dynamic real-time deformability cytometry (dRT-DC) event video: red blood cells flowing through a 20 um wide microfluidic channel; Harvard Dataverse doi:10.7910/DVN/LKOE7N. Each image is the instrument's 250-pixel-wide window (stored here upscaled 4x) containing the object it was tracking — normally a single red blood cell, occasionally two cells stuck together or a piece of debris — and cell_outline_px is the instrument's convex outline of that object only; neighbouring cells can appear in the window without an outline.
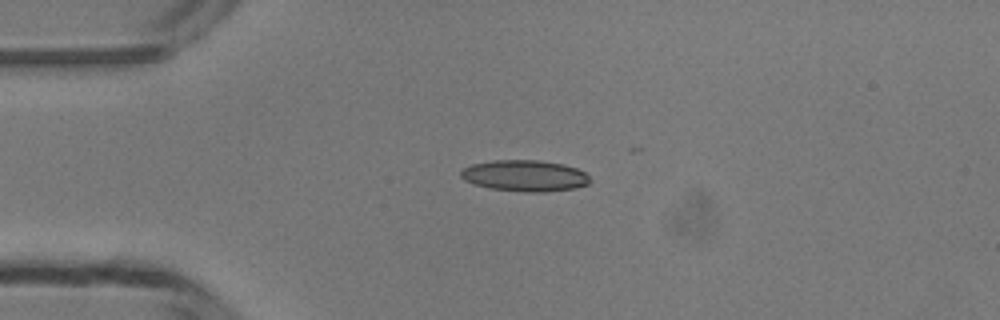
{"species": "common noctule bat (a hibernating species)", "species_latin": "Nyctalus noctula", "temperature_condition": "room temperature", "stored_images_in_passage": 7, "camera_frame_rate_fps": 3000, "um_per_image_px": 0.085, "animal": {"sex": "male", "body_mass_g": 13.3}, "frame": {"image": 1, "passage_image": 1, "time_ms": 0.0, "image_size_px": [1000, 320], "cell_outline_px": [[592, 180], [588, 184], [576, 188], [544, 192], [524, 192], [488, 188], [472, 184], [464, 180], [460, 176], [460, 172], [464, 168], [472, 164], [492, 160], [540, 160], [564, 164], [576, 168], [584, 172]], "centroid_in_image_um": [44.6, 14.94], "position_along_channel_um": 40.4, "area_um2": 23.76}}
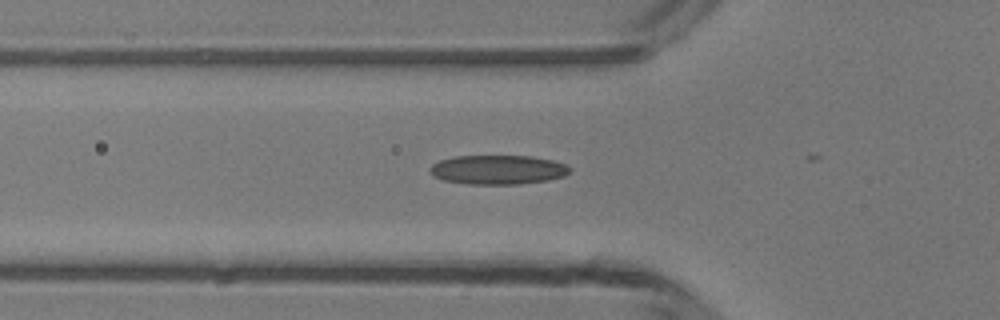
{"frame": {"image": 2, "passage_image": 6, "time_ms": 1.667, "image_size_px": [1000, 320], "cell_outline_px": [[572, 168], [564, 176], [548, 180], [520, 184], [468, 184], [444, 180], [432, 176], [428, 168], [432, 164], [440, 160], [456, 156], [532, 156], [552, 160], [564, 164]], "centroid_in_image_um": [42.3, 14.42], "position_along_channel_um": 83.5, "area_um2": 23.87}}